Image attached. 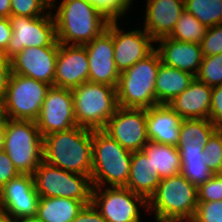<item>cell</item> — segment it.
<instances>
[{
	"label": "cell",
	"instance_id": "277c9868",
	"mask_svg": "<svg viewBox=\"0 0 222 222\" xmlns=\"http://www.w3.org/2000/svg\"><path fill=\"white\" fill-rule=\"evenodd\" d=\"M131 151L123 148L103 130H93L92 171L93 187H126L130 174Z\"/></svg>",
	"mask_w": 222,
	"mask_h": 222
},
{
	"label": "cell",
	"instance_id": "d6986e66",
	"mask_svg": "<svg viewBox=\"0 0 222 222\" xmlns=\"http://www.w3.org/2000/svg\"><path fill=\"white\" fill-rule=\"evenodd\" d=\"M184 7V0H147L144 31L155 41L169 37Z\"/></svg>",
	"mask_w": 222,
	"mask_h": 222
},
{
	"label": "cell",
	"instance_id": "7402d4cb",
	"mask_svg": "<svg viewBox=\"0 0 222 222\" xmlns=\"http://www.w3.org/2000/svg\"><path fill=\"white\" fill-rule=\"evenodd\" d=\"M147 137L149 141L177 146L182 118L167 104L146 109Z\"/></svg>",
	"mask_w": 222,
	"mask_h": 222
},
{
	"label": "cell",
	"instance_id": "74e56055",
	"mask_svg": "<svg viewBox=\"0 0 222 222\" xmlns=\"http://www.w3.org/2000/svg\"><path fill=\"white\" fill-rule=\"evenodd\" d=\"M209 120L217 130H222V85L212 87Z\"/></svg>",
	"mask_w": 222,
	"mask_h": 222
},
{
	"label": "cell",
	"instance_id": "7c38bea8",
	"mask_svg": "<svg viewBox=\"0 0 222 222\" xmlns=\"http://www.w3.org/2000/svg\"><path fill=\"white\" fill-rule=\"evenodd\" d=\"M35 122L42 137L78 126L72 89L50 86Z\"/></svg>",
	"mask_w": 222,
	"mask_h": 222
},
{
	"label": "cell",
	"instance_id": "f35d334b",
	"mask_svg": "<svg viewBox=\"0 0 222 222\" xmlns=\"http://www.w3.org/2000/svg\"><path fill=\"white\" fill-rule=\"evenodd\" d=\"M20 173L4 150L0 151V190Z\"/></svg>",
	"mask_w": 222,
	"mask_h": 222
},
{
	"label": "cell",
	"instance_id": "7a4b0ae2",
	"mask_svg": "<svg viewBox=\"0 0 222 222\" xmlns=\"http://www.w3.org/2000/svg\"><path fill=\"white\" fill-rule=\"evenodd\" d=\"M54 15L60 44L84 45L98 37L110 21L93 4L84 0H62Z\"/></svg>",
	"mask_w": 222,
	"mask_h": 222
},
{
	"label": "cell",
	"instance_id": "3957f363",
	"mask_svg": "<svg viewBox=\"0 0 222 222\" xmlns=\"http://www.w3.org/2000/svg\"><path fill=\"white\" fill-rule=\"evenodd\" d=\"M147 202L157 222H190L198 205L197 186L181 173L163 178Z\"/></svg>",
	"mask_w": 222,
	"mask_h": 222
},
{
	"label": "cell",
	"instance_id": "4316f807",
	"mask_svg": "<svg viewBox=\"0 0 222 222\" xmlns=\"http://www.w3.org/2000/svg\"><path fill=\"white\" fill-rule=\"evenodd\" d=\"M153 164L160 179L181 173V158L176 146L148 141L141 149Z\"/></svg>",
	"mask_w": 222,
	"mask_h": 222
},
{
	"label": "cell",
	"instance_id": "ee69618b",
	"mask_svg": "<svg viewBox=\"0 0 222 222\" xmlns=\"http://www.w3.org/2000/svg\"><path fill=\"white\" fill-rule=\"evenodd\" d=\"M14 222H42L37 216L21 217Z\"/></svg>",
	"mask_w": 222,
	"mask_h": 222
},
{
	"label": "cell",
	"instance_id": "7bdbcfd3",
	"mask_svg": "<svg viewBox=\"0 0 222 222\" xmlns=\"http://www.w3.org/2000/svg\"><path fill=\"white\" fill-rule=\"evenodd\" d=\"M11 15V0H0V17L9 18Z\"/></svg>",
	"mask_w": 222,
	"mask_h": 222
},
{
	"label": "cell",
	"instance_id": "2e32d148",
	"mask_svg": "<svg viewBox=\"0 0 222 222\" xmlns=\"http://www.w3.org/2000/svg\"><path fill=\"white\" fill-rule=\"evenodd\" d=\"M59 46L27 47L10 59L11 72L54 86Z\"/></svg>",
	"mask_w": 222,
	"mask_h": 222
},
{
	"label": "cell",
	"instance_id": "ffe728a7",
	"mask_svg": "<svg viewBox=\"0 0 222 222\" xmlns=\"http://www.w3.org/2000/svg\"><path fill=\"white\" fill-rule=\"evenodd\" d=\"M155 42H160L155 50L161 63L196 76L204 57L201 44L176 41L170 37H163Z\"/></svg>",
	"mask_w": 222,
	"mask_h": 222
},
{
	"label": "cell",
	"instance_id": "7dc6e473",
	"mask_svg": "<svg viewBox=\"0 0 222 222\" xmlns=\"http://www.w3.org/2000/svg\"><path fill=\"white\" fill-rule=\"evenodd\" d=\"M3 117V114H2V106H1V101H0V119Z\"/></svg>",
	"mask_w": 222,
	"mask_h": 222
},
{
	"label": "cell",
	"instance_id": "f6af8a7d",
	"mask_svg": "<svg viewBox=\"0 0 222 222\" xmlns=\"http://www.w3.org/2000/svg\"><path fill=\"white\" fill-rule=\"evenodd\" d=\"M4 117L0 119V151L3 150Z\"/></svg>",
	"mask_w": 222,
	"mask_h": 222
},
{
	"label": "cell",
	"instance_id": "d4e9b609",
	"mask_svg": "<svg viewBox=\"0 0 222 222\" xmlns=\"http://www.w3.org/2000/svg\"><path fill=\"white\" fill-rule=\"evenodd\" d=\"M194 78L188 72L161 63L155 81L156 101L158 104H168L187 89Z\"/></svg>",
	"mask_w": 222,
	"mask_h": 222
},
{
	"label": "cell",
	"instance_id": "4fadbf2b",
	"mask_svg": "<svg viewBox=\"0 0 222 222\" xmlns=\"http://www.w3.org/2000/svg\"><path fill=\"white\" fill-rule=\"evenodd\" d=\"M103 131L123 148L131 152L140 151L149 141L146 109L118 107Z\"/></svg>",
	"mask_w": 222,
	"mask_h": 222
},
{
	"label": "cell",
	"instance_id": "ac0fdd59",
	"mask_svg": "<svg viewBox=\"0 0 222 222\" xmlns=\"http://www.w3.org/2000/svg\"><path fill=\"white\" fill-rule=\"evenodd\" d=\"M113 20L114 62L121 73L155 50V40L142 30L123 32Z\"/></svg>",
	"mask_w": 222,
	"mask_h": 222
},
{
	"label": "cell",
	"instance_id": "52a82bcc",
	"mask_svg": "<svg viewBox=\"0 0 222 222\" xmlns=\"http://www.w3.org/2000/svg\"><path fill=\"white\" fill-rule=\"evenodd\" d=\"M116 88L88 81L72 89L77 125L89 130H103L119 107Z\"/></svg>",
	"mask_w": 222,
	"mask_h": 222
},
{
	"label": "cell",
	"instance_id": "30bf717a",
	"mask_svg": "<svg viewBox=\"0 0 222 222\" xmlns=\"http://www.w3.org/2000/svg\"><path fill=\"white\" fill-rule=\"evenodd\" d=\"M52 15L51 12L39 17L10 15L12 36L3 56L10 60L27 47L59 46Z\"/></svg>",
	"mask_w": 222,
	"mask_h": 222
},
{
	"label": "cell",
	"instance_id": "484cf974",
	"mask_svg": "<svg viewBox=\"0 0 222 222\" xmlns=\"http://www.w3.org/2000/svg\"><path fill=\"white\" fill-rule=\"evenodd\" d=\"M84 206L76 199L40 197L36 216L42 222H72Z\"/></svg>",
	"mask_w": 222,
	"mask_h": 222
},
{
	"label": "cell",
	"instance_id": "603a6c76",
	"mask_svg": "<svg viewBox=\"0 0 222 222\" xmlns=\"http://www.w3.org/2000/svg\"><path fill=\"white\" fill-rule=\"evenodd\" d=\"M216 130L209 119H182L176 146L180 157L202 156L203 147Z\"/></svg>",
	"mask_w": 222,
	"mask_h": 222
},
{
	"label": "cell",
	"instance_id": "8992f818",
	"mask_svg": "<svg viewBox=\"0 0 222 222\" xmlns=\"http://www.w3.org/2000/svg\"><path fill=\"white\" fill-rule=\"evenodd\" d=\"M3 150L20 174H33L43 161V137L31 120L4 118Z\"/></svg>",
	"mask_w": 222,
	"mask_h": 222
},
{
	"label": "cell",
	"instance_id": "b9f144b4",
	"mask_svg": "<svg viewBox=\"0 0 222 222\" xmlns=\"http://www.w3.org/2000/svg\"><path fill=\"white\" fill-rule=\"evenodd\" d=\"M12 36V28L9 18L0 17V55L6 52Z\"/></svg>",
	"mask_w": 222,
	"mask_h": 222
},
{
	"label": "cell",
	"instance_id": "83f0119b",
	"mask_svg": "<svg viewBox=\"0 0 222 222\" xmlns=\"http://www.w3.org/2000/svg\"><path fill=\"white\" fill-rule=\"evenodd\" d=\"M184 6L207 28L222 24V0H184Z\"/></svg>",
	"mask_w": 222,
	"mask_h": 222
},
{
	"label": "cell",
	"instance_id": "d590c367",
	"mask_svg": "<svg viewBox=\"0 0 222 222\" xmlns=\"http://www.w3.org/2000/svg\"><path fill=\"white\" fill-rule=\"evenodd\" d=\"M198 202L222 201V173L197 187Z\"/></svg>",
	"mask_w": 222,
	"mask_h": 222
},
{
	"label": "cell",
	"instance_id": "cb8c5ba5",
	"mask_svg": "<svg viewBox=\"0 0 222 222\" xmlns=\"http://www.w3.org/2000/svg\"><path fill=\"white\" fill-rule=\"evenodd\" d=\"M160 180L158 172H154L153 164L145 153L142 150L133 152L126 188L148 201Z\"/></svg>",
	"mask_w": 222,
	"mask_h": 222
},
{
	"label": "cell",
	"instance_id": "4dcf8cb0",
	"mask_svg": "<svg viewBox=\"0 0 222 222\" xmlns=\"http://www.w3.org/2000/svg\"><path fill=\"white\" fill-rule=\"evenodd\" d=\"M195 78L210 87L222 85V53L203 57Z\"/></svg>",
	"mask_w": 222,
	"mask_h": 222
},
{
	"label": "cell",
	"instance_id": "5b68a950",
	"mask_svg": "<svg viewBox=\"0 0 222 222\" xmlns=\"http://www.w3.org/2000/svg\"><path fill=\"white\" fill-rule=\"evenodd\" d=\"M161 60L154 50L144 59L120 73L116 88L118 106L123 108L148 109L158 105L155 81Z\"/></svg>",
	"mask_w": 222,
	"mask_h": 222
},
{
	"label": "cell",
	"instance_id": "e0dca14e",
	"mask_svg": "<svg viewBox=\"0 0 222 222\" xmlns=\"http://www.w3.org/2000/svg\"><path fill=\"white\" fill-rule=\"evenodd\" d=\"M89 81V61L84 45L59 44L54 86L74 89Z\"/></svg>",
	"mask_w": 222,
	"mask_h": 222
},
{
	"label": "cell",
	"instance_id": "f1b7e54d",
	"mask_svg": "<svg viewBox=\"0 0 222 222\" xmlns=\"http://www.w3.org/2000/svg\"><path fill=\"white\" fill-rule=\"evenodd\" d=\"M206 31V26L193 14L184 10L169 37L176 41L201 44L202 39L206 35Z\"/></svg>",
	"mask_w": 222,
	"mask_h": 222
},
{
	"label": "cell",
	"instance_id": "6da1fadb",
	"mask_svg": "<svg viewBox=\"0 0 222 222\" xmlns=\"http://www.w3.org/2000/svg\"><path fill=\"white\" fill-rule=\"evenodd\" d=\"M93 130L75 126L43 137V161L68 172L91 176Z\"/></svg>",
	"mask_w": 222,
	"mask_h": 222
},
{
	"label": "cell",
	"instance_id": "5bb4252c",
	"mask_svg": "<svg viewBox=\"0 0 222 222\" xmlns=\"http://www.w3.org/2000/svg\"><path fill=\"white\" fill-rule=\"evenodd\" d=\"M84 46L89 61V82L117 87L120 72L114 62L113 20L106 30Z\"/></svg>",
	"mask_w": 222,
	"mask_h": 222
},
{
	"label": "cell",
	"instance_id": "bcb514c9",
	"mask_svg": "<svg viewBox=\"0 0 222 222\" xmlns=\"http://www.w3.org/2000/svg\"><path fill=\"white\" fill-rule=\"evenodd\" d=\"M0 222H14V220L0 212Z\"/></svg>",
	"mask_w": 222,
	"mask_h": 222
},
{
	"label": "cell",
	"instance_id": "60d3db41",
	"mask_svg": "<svg viewBox=\"0 0 222 222\" xmlns=\"http://www.w3.org/2000/svg\"><path fill=\"white\" fill-rule=\"evenodd\" d=\"M11 73L10 60L0 55V101L4 97Z\"/></svg>",
	"mask_w": 222,
	"mask_h": 222
},
{
	"label": "cell",
	"instance_id": "f546056e",
	"mask_svg": "<svg viewBox=\"0 0 222 222\" xmlns=\"http://www.w3.org/2000/svg\"><path fill=\"white\" fill-rule=\"evenodd\" d=\"M181 174L197 187L207 182L214 174L205 165L204 153L202 156L180 157Z\"/></svg>",
	"mask_w": 222,
	"mask_h": 222
},
{
	"label": "cell",
	"instance_id": "ab89813d",
	"mask_svg": "<svg viewBox=\"0 0 222 222\" xmlns=\"http://www.w3.org/2000/svg\"><path fill=\"white\" fill-rule=\"evenodd\" d=\"M72 222H107L92 204L85 205Z\"/></svg>",
	"mask_w": 222,
	"mask_h": 222
},
{
	"label": "cell",
	"instance_id": "ba28073f",
	"mask_svg": "<svg viewBox=\"0 0 222 222\" xmlns=\"http://www.w3.org/2000/svg\"><path fill=\"white\" fill-rule=\"evenodd\" d=\"M40 197H63L92 203L93 184L90 176L68 172L42 161L32 174Z\"/></svg>",
	"mask_w": 222,
	"mask_h": 222
},
{
	"label": "cell",
	"instance_id": "836d02e7",
	"mask_svg": "<svg viewBox=\"0 0 222 222\" xmlns=\"http://www.w3.org/2000/svg\"><path fill=\"white\" fill-rule=\"evenodd\" d=\"M93 4L110 20H118L130 8L133 0H84Z\"/></svg>",
	"mask_w": 222,
	"mask_h": 222
},
{
	"label": "cell",
	"instance_id": "9a60e30c",
	"mask_svg": "<svg viewBox=\"0 0 222 222\" xmlns=\"http://www.w3.org/2000/svg\"><path fill=\"white\" fill-rule=\"evenodd\" d=\"M39 200L33 176L19 174L0 190V212L12 220L36 216Z\"/></svg>",
	"mask_w": 222,
	"mask_h": 222
},
{
	"label": "cell",
	"instance_id": "d6a6232c",
	"mask_svg": "<svg viewBox=\"0 0 222 222\" xmlns=\"http://www.w3.org/2000/svg\"><path fill=\"white\" fill-rule=\"evenodd\" d=\"M54 0H11V15L39 17L46 9L55 8Z\"/></svg>",
	"mask_w": 222,
	"mask_h": 222
},
{
	"label": "cell",
	"instance_id": "e575fe53",
	"mask_svg": "<svg viewBox=\"0 0 222 222\" xmlns=\"http://www.w3.org/2000/svg\"><path fill=\"white\" fill-rule=\"evenodd\" d=\"M190 222H222V201L198 202Z\"/></svg>",
	"mask_w": 222,
	"mask_h": 222
},
{
	"label": "cell",
	"instance_id": "1f68e13d",
	"mask_svg": "<svg viewBox=\"0 0 222 222\" xmlns=\"http://www.w3.org/2000/svg\"><path fill=\"white\" fill-rule=\"evenodd\" d=\"M205 165L213 174L222 173V130H216L203 147Z\"/></svg>",
	"mask_w": 222,
	"mask_h": 222
},
{
	"label": "cell",
	"instance_id": "9c48e42d",
	"mask_svg": "<svg viewBox=\"0 0 222 222\" xmlns=\"http://www.w3.org/2000/svg\"><path fill=\"white\" fill-rule=\"evenodd\" d=\"M50 85L11 73L1 100L4 118L36 121Z\"/></svg>",
	"mask_w": 222,
	"mask_h": 222
},
{
	"label": "cell",
	"instance_id": "44dd1931",
	"mask_svg": "<svg viewBox=\"0 0 222 222\" xmlns=\"http://www.w3.org/2000/svg\"><path fill=\"white\" fill-rule=\"evenodd\" d=\"M212 87L194 80L167 105L182 119H209Z\"/></svg>",
	"mask_w": 222,
	"mask_h": 222
},
{
	"label": "cell",
	"instance_id": "8fae6325",
	"mask_svg": "<svg viewBox=\"0 0 222 222\" xmlns=\"http://www.w3.org/2000/svg\"><path fill=\"white\" fill-rule=\"evenodd\" d=\"M92 204L107 222H140L138 204L147 209L148 202L126 187H93Z\"/></svg>",
	"mask_w": 222,
	"mask_h": 222
},
{
	"label": "cell",
	"instance_id": "8d00e7d4",
	"mask_svg": "<svg viewBox=\"0 0 222 222\" xmlns=\"http://www.w3.org/2000/svg\"><path fill=\"white\" fill-rule=\"evenodd\" d=\"M201 50L204 57L222 53V24L207 28Z\"/></svg>",
	"mask_w": 222,
	"mask_h": 222
}]
</instances>
